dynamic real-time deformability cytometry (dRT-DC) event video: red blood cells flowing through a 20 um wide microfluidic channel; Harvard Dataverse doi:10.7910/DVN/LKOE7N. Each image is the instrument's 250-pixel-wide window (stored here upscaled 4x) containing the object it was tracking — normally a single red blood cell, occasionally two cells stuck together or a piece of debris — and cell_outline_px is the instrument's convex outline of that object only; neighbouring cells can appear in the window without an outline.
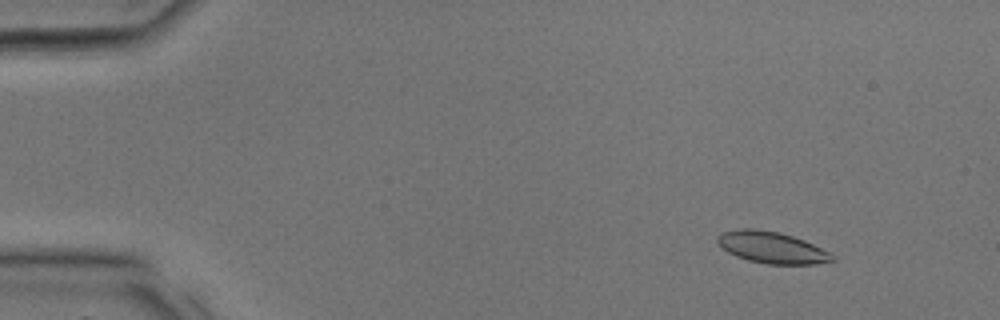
{"species": "common noctule bat (a hibernating species)", "species_latin": "Nyctalus noctula", "temperature_condition": "room temperature", "stored_images_in_passage": 31, "camera_frame_rate_fps": 3000, "um_per_image_px": 0.085, "animal": {"sex": "male", "body_mass_g": 17.9, "forearm_length_mm": 54.2}, "frame": {"image": 1, "passage_image": 3, "time_ms": 0.667, "image_size_px": [1000, 320], "cell_outline_px": [[836, 260], [816, 264], [768, 264], [748, 260], [736, 256], [728, 252], [716, 240], [720, 232], [744, 228], [752, 228], [776, 232], [792, 236], [804, 240], [836, 256]], "centroid_in_image_um": [65.61, 21.04], "position_along_channel_um": 19.4, "area_um2": 20.87}}
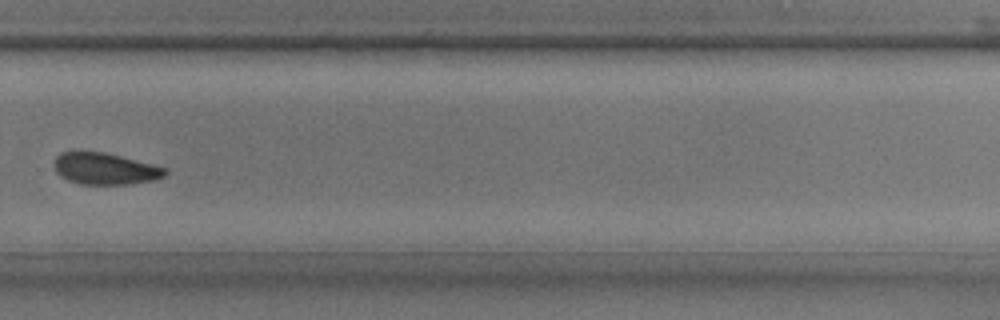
{"frame": {"image": 2, "passage_image": 22, "time_ms": 7.0, "image_size_px": [1000, 320], "cell_outline_px": [[168, 172], [164, 176], [152, 180], [124, 184], [80, 184], [68, 180], [60, 176], [56, 172], [56, 156], [60, 152], [76, 148], [104, 152], [168, 168]], "centroid_in_image_um": [8.87, 14.29], "position_along_channel_um": 320.9, "area_um2": 20.75}}
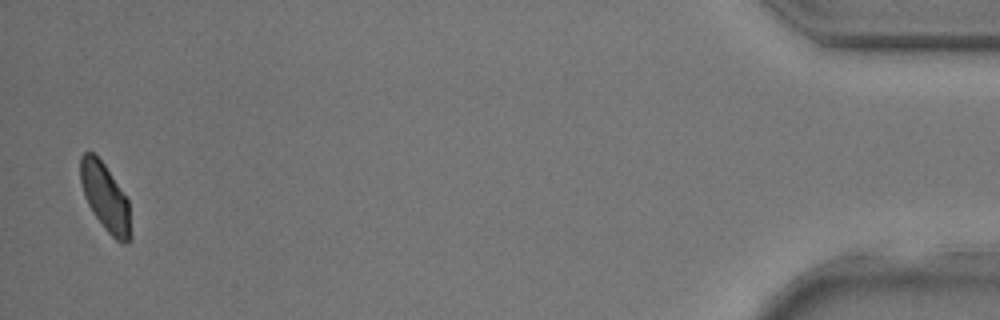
{"frame": {"image": 3, "passage_image": 31, "time_ms": 10.0, "image_size_px": [1000, 320], "cell_outline_px": [[132, 236], [124, 244], [120, 244], [104, 228], [88, 204], [84, 196], [80, 180], [80, 156], [84, 152], [92, 152], [104, 164], [128, 200]], "centroid_in_image_um": [8.95, 16.79], "position_along_channel_um": 426.3, "area_um2": 19.59}}